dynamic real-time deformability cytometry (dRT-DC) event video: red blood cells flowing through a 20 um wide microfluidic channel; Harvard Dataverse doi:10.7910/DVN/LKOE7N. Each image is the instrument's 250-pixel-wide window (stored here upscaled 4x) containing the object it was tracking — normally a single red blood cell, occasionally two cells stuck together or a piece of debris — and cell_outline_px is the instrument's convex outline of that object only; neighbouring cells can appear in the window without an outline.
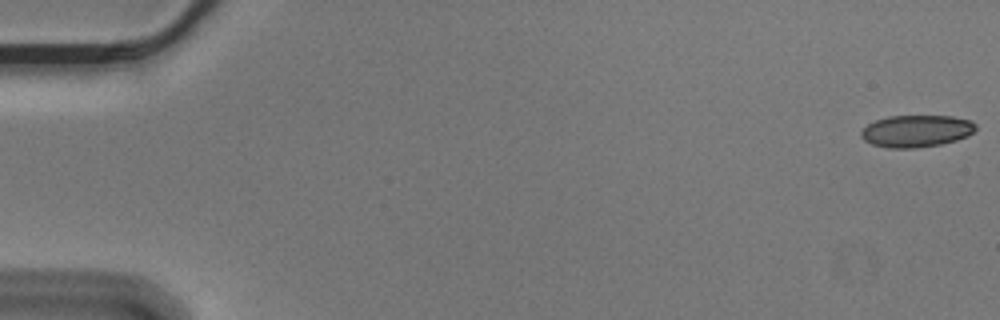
{"species": "Egyptian fruit bat (a non-hibernating species)", "species_latin": "Rousettus aegyptiacus", "temperature_condition": "cold", "stored_images_in_passage": 55, "camera_frame_rate_fps": 3000, "um_per_image_px": 0.085, "animal": {"sex": "male"}, "frame": {"image": 1, "passage_image": 1, "time_ms": 0.0, "image_size_px": [1000, 320], "cell_outline_px": [[976, 128], [968, 136], [956, 140], [940, 144], [916, 148], [888, 148], [872, 144], [864, 140], [860, 136], [860, 132], [868, 124], [876, 120], [888, 116], [952, 116], [972, 120], [976, 124]], "centroid_in_image_um": [77.89, 11.13], "position_along_channel_um": 7.1, "area_um2": 21.44}}
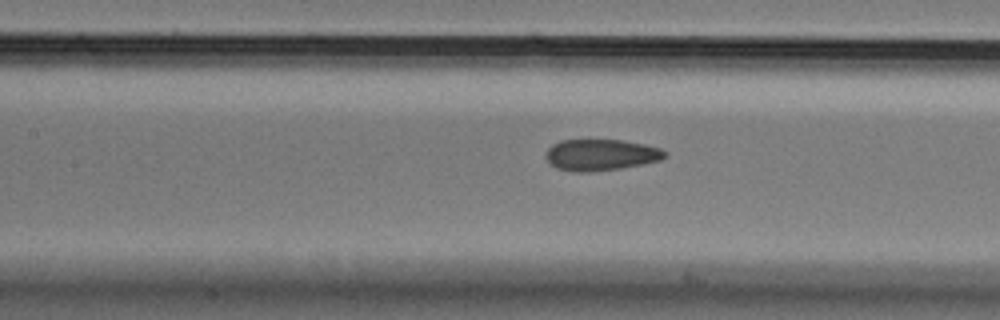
{"frame": {"image": 2, "passage_image": 26, "time_ms": 8.333, "image_size_px": [1000, 320], "cell_outline_px": [[668, 156], [660, 160], [644, 164], [620, 168], [592, 172], [572, 172], [556, 168], [548, 160], [548, 148], [552, 144], [560, 140], [620, 140], [644, 144], [660, 148], [668, 152]], "centroid_in_image_um": [51.11, 13.17], "position_along_channel_um": 156.3, "area_um2": 21.73}}
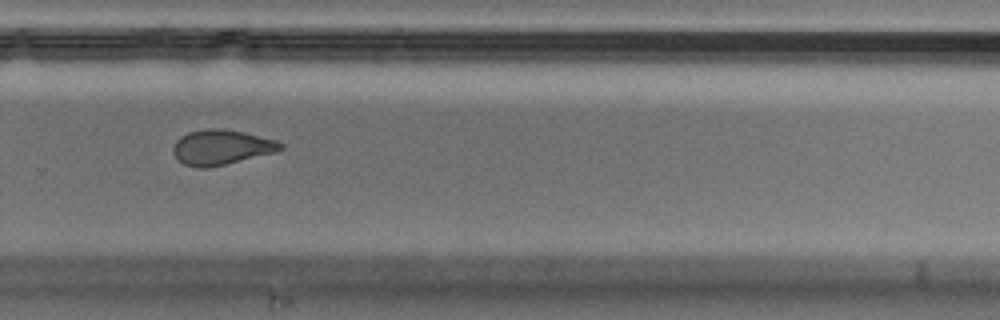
{"frame": {"image": 3, "passage_image": 39, "time_ms": 12.667, "image_size_px": [1000, 320], "cell_outline_px": [[284, 148], [276, 152], [208, 168], [196, 168], [184, 164], [172, 152], [172, 148], [176, 140], [180, 136], [188, 132], [204, 128], [220, 128], [244, 132], [276, 140], [284, 144]], "centroid_in_image_um": [18.81, 12.51], "position_along_channel_um": 311.0, "area_um2": 22.02}, "authors_computed_cell_mechanics": {"area_um2": 22.3686, "velocity_mm_per_s": 3.5779, "shape_relaxation_time_tau1_ms": 10.6897, "shape_relaxation_time_tau2_ms": 1.1809, "deformation_change_tau1": 0.1806, "deformation_change_tau2": 0.0659}}